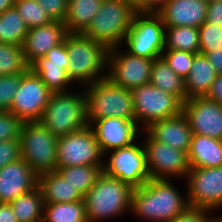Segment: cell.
<instances>
[{
	"label": "cell",
	"instance_id": "cell-1",
	"mask_svg": "<svg viewBox=\"0 0 222 222\" xmlns=\"http://www.w3.org/2000/svg\"><path fill=\"white\" fill-rule=\"evenodd\" d=\"M169 180L149 179L141 187L134 188L130 211L152 222H170L175 219L189 203Z\"/></svg>",
	"mask_w": 222,
	"mask_h": 222
},
{
	"label": "cell",
	"instance_id": "cell-2",
	"mask_svg": "<svg viewBox=\"0 0 222 222\" xmlns=\"http://www.w3.org/2000/svg\"><path fill=\"white\" fill-rule=\"evenodd\" d=\"M65 45L69 56L67 74L72 83L74 81L87 86L107 77V73L102 74L107 67L109 51L104 44L83 33H68Z\"/></svg>",
	"mask_w": 222,
	"mask_h": 222
},
{
	"label": "cell",
	"instance_id": "cell-3",
	"mask_svg": "<svg viewBox=\"0 0 222 222\" xmlns=\"http://www.w3.org/2000/svg\"><path fill=\"white\" fill-rule=\"evenodd\" d=\"M133 190L128 183L103 172L83 197L88 222L115 217L130 210Z\"/></svg>",
	"mask_w": 222,
	"mask_h": 222
},
{
	"label": "cell",
	"instance_id": "cell-4",
	"mask_svg": "<svg viewBox=\"0 0 222 222\" xmlns=\"http://www.w3.org/2000/svg\"><path fill=\"white\" fill-rule=\"evenodd\" d=\"M86 88L88 125L108 117L135 120L131 90L115 85L107 77L87 85Z\"/></svg>",
	"mask_w": 222,
	"mask_h": 222
},
{
	"label": "cell",
	"instance_id": "cell-5",
	"mask_svg": "<svg viewBox=\"0 0 222 222\" xmlns=\"http://www.w3.org/2000/svg\"><path fill=\"white\" fill-rule=\"evenodd\" d=\"M40 122L57 137L88 126L85 92L52 93Z\"/></svg>",
	"mask_w": 222,
	"mask_h": 222
},
{
	"label": "cell",
	"instance_id": "cell-6",
	"mask_svg": "<svg viewBox=\"0 0 222 222\" xmlns=\"http://www.w3.org/2000/svg\"><path fill=\"white\" fill-rule=\"evenodd\" d=\"M136 13L123 0H103L100 10L83 34L108 49L119 46L125 41Z\"/></svg>",
	"mask_w": 222,
	"mask_h": 222
},
{
	"label": "cell",
	"instance_id": "cell-7",
	"mask_svg": "<svg viewBox=\"0 0 222 222\" xmlns=\"http://www.w3.org/2000/svg\"><path fill=\"white\" fill-rule=\"evenodd\" d=\"M57 139L40 121L23 123L21 158L37 175L57 171Z\"/></svg>",
	"mask_w": 222,
	"mask_h": 222
},
{
	"label": "cell",
	"instance_id": "cell-8",
	"mask_svg": "<svg viewBox=\"0 0 222 222\" xmlns=\"http://www.w3.org/2000/svg\"><path fill=\"white\" fill-rule=\"evenodd\" d=\"M130 54L155 59L164 51L165 26L156 13L137 12L125 37Z\"/></svg>",
	"mask_w": 222,
	"mask_h": 222
},
{
	"label": "cell",
	"instance_id": "cell-9",
	"mask_svg": "<svg viewBox=\"0 0 222 222\" xmlns=\"http://www.w3.org/2000/svg\"><path fill=\"white\" fill-rule=\"evenodd\" d=\"M135 122L146 129L151 123L172 118L182 112V102L173 94L164 92L151 83L132 90Z\"/></svg>",
	"mask_w": 222,
	"mask_h": 222
},
{
	"label": "cell",
	"instance_id": "cell-10",
	"mask_svg": "<svg viewBox=\"0 0 222 222\" xmlns=\"http://www.w3.org/2000/svg\"><path fill=\"white\" fill-rule=\"evenodd\" d=\"M104 155L89 125L57 139V169L80 165L104 166Z\"/></svg>",
	"mask_w": 222,
	"mask_h": 222
},
{
	"label": "cell",
	"instance_id": "cell-11",
	"mask_svg": "<svg viewBox=\"0 0 222 222\" xmlns=\"http://www.w3.org/2000/svg\"><path fill=\"white\" fill-rule=\"evenodd\" d=\"M117 48L115 46L108 51L107 68H110L106 70L107 78L115 85L131 91L149 83L154 59L135 56Z\"/></svg>",
	"mask_w": 222,
	"mask_h": 222
},
{
	"label": "cell",
	"instance_id": "cell-12",
	"mask_svg": "<svg viewBox=\"0 0 222 222\" xmlns=\"http://www.w3.org/2000/svg\"><path fill=\"white\" fill-rule=\"evenodd\" d=\"M52 92L29 68L21 74L20 87L14 95L10 112L23 122L40 121Z\"/></svg>",
	"mask_w": 222,
	"mask_h": 222
},
{
	"label": "cell",
	"instance_id": "cell-13",
	"mask_svg": "<svg viewBox=\"0 0 222 222\" xmlns=\"http://www.w3.org/2000/svg\"><path fill=\"white\" fill-rule=\"evenodd\" d=\"M103 171L112 178H118L133 188L141 187L150 178L144 146L133 143L127 147L111 150Z\"/></svg>",
	"mask_w": 222,
	"mask_h": 222
},
{
	"label": "cell",
	"instance_id": "cell-14",
	"mask_svg": "<svg viewBox=\"0 0 222 222\" xmlns=\"http://www.w3.org/2000/svg\"><path fill=\"white\" fill-rule=\"evenodd\" d=\"M146 134L143 146L150 178L186 177L190 170L187 153L154 140L148 133Z\"/></svg>",
	"mask_w": 222,
	"mask_h": 222
},
{
	"label": "cell",
	"instance_id": "cell-15",
	"mask_svg": "<svg viewBox=\"0 0 222 222\" xmlns=\"http://www.w3.org/2000/svg\"><path fill=\"white\" fill-rule=\"evenodd\" d=\"M186 179L189 206L208 208L212 212L222 207V166L190 168Z\"/></svg>",
	"mask_w": 222,
	"mask_h": 222
},
{
	"label": "cell",
	"instance_id": "cell-16",
	"mask_svg": "<svg viewBox=\"0 0 222 222\" xmlns=\"http://www.w3.org/2000/svg\"><path fill=\"white\" fill-rule=\"evenodd\" d=\"M193 134L222 140V104L206 97H192L182 104Z\"/></svg>",
	"mask_w": 222,
	"mask_h": 222
},
{
	"label": "cell",
	"instance_id": "cell-17",
	"mask_svg": "<svg viewBox=\"0 0 222 222\" xmlns=\"http://www.w3.org/2000/svg\"><path fill=\"white\" fill-rule=\"evenodd\" d=\"M89 126L94 131L96 140L105 155L111 150L135 143L134 140L140 128L135 120L119 117L101 118L93 121Z\"/></svg>",
	"mask_w": 222,
	"mask_h": 222
},
{
	"label": "cell",
	"instance_id": "cell-18",
	"mask_svg": "<svg viewBox=\"0 0 222 222\" xmlns=\"http://www.w3.org/2000/svg\"><path fill=\"white\" fill-rule=\"evenodd\" d=\"M38 185V175L19 158L0 169V203H10Z\"/></svg>",
	"mask_w": 222,
	"mask_h": 222
},
{
	"label": "cell",
	"instance_id": "cell-19",
	"mask_svg": "<svg viewBox=\"0 0 222 222\" xmlns=\"http://www.w3.org/2000/svg\"><path fill=\"white\" fill-rule=\"evenodd\" d=\"M67 34L61 21L30 28L22 45L26 62L31 65L39 57H44L53 47L63 43Z\"/></svg>",
	"mask_w": 222,
	"mask_h": 222
},
{
	"label": "cell",
	"instance_id": "cell-20",
	"mask_svg": "<svg viewBox=\"0 0 222 222\" xmlns=\"http://www.w3.org/2000/svg\"><path fill=\"white\" fill-rule=\"evenodd\" d=\"M208 3L203 0H168L156 14L165 28L190 26L199 28L205 21Z\"/></svg>",
	"mask_w": 222,
	"mask_h": 222
},
{
	"label": "cell",
	"instance_id": "cell-21",
	"mask_svg": "<svg viewBox=\"0 0 222 222\" xmlns=\"http://www.w3.org/2000/svg\"><path fill=\"white\" fill-rule=\"evenodd\" d=\"M146 131L154 140L188 153L193 137L187 117L179 115L151 123Z\"/></svg>",
	"mask_w": 222,
	"mask_h": 222
},
{
	"label": "cell",
	"instance_id": "cell-22",
	"mask_svg": "<svg viewBox=\"0 0 222 222\" xmlns=\"http://www.w3.org/2000/svg\"><path fill=\"white\" fill-rule=\"evenodd\" d=\"M187 157L190 168L222 166V140L193 134Z\"/></svg>",
	"mask_w": 222,
	"mask_h": 222
},
{
	"label": "cell",
	"instance_id": "cell-23",
	"mask_svg": "<svg viewBox=\"0 0 222 222\" xmlns=\"http://www.w3.org/2000/svg\"><path fill=\"white\" fill-rule=\"evenodd\" d=\"M45 203H68L83 200V196L58 171L38 175V185Z\"/></svg>",
	"mask_w": 222,
	"mask_h": 222
},
{
	"label": "cell",
	"instance_id": "cell-24",
	"mask_svg": "<svg viewBox=\"0 0 222 222\" xmlns=\"http://www.w3.org/2000/svg\"><path fill=\"white\" fill-rule=\"evenodd\" d=\"M216 76L217 73L206 56L202 53L195 54L192 67L184 80L187 99L205 97Z\"/></svg>",
	"mask_w": 222,
	"mask_h": 222
},
{
	"label": "cell",
	"instance_id": "cell-25",
	"mask_svg": "<svg viewBox=\"0 0 222 222\" xmlns=\"http://www.w3.org/2000/svg\"><path fill=\"white\" fill-rule=\"evenodd\" d=\"M103 0H69L63 23L68 33H83L90 25Z\"/></svg>",
	"mask_w": 222,
	"mask_h": 222
},
{
	"label": "cell",
	"instance_id": "cell-26",
	"mask_svg": "<svg viewBox=\"0 0 222 222\" xmlns=\"http://www.w3.org/2000/svg\"><path fill=\"white\" fill-rule=\"evenodd\" d=\"M149 83L173 94L182 103L187 100L184 80L169 67L162 56L153 60Z\"/></svg>",
	"mask_w": 222,
	"mask_h": 222
},
{
	"label": "cell",
	"instance_id": "cell-27",
	"mask_svg": "<svg viewBox=\"0 0 222 222\" xmlns=\"http://www.w3.org/2000/svg\"><path fill=\"white\" fill-rule=\"evenodd\" d=\"M44 205L42 191L38 186L10 202L18 222H43Z\"/></svg>",
	"mask_w": 222,
	"mask_h": 222
},
{
	"label": "cell",
	"instance_id": "cell-28",
	"mask_svg": "<svg viewBox=\"0 0 222 222\" xmlns=\"http://www.w3.org/2000/svg\"><path fill=\"white\" fill-rule=\"evenodd\" d=\"M164 50L200 53L199 29L190 26L165 28Z\"/></svg>",
	"mask_w": 222,
	"mask_h": 222
},
{
	"label": "cell",
	"instance_id": "cell-29",
	"mask_svg": "<svg viewBox=\"0 0 222 222\" xmlns=\"http://www.w3.org/2000/svg\"><path fill=\"white\" fill-rule=\"evenodd\" d=\"M57 171L84 197L102 175L103 166L60 167Z\"/></svg>",
	"mask_w": 222,
	"mask_h": 222
},
{
	"label": "cell",
	"instance_id": "cell-30",
	"mask_svg": "<svg viewBox=\"0 0 222 222\" xmlns=\"http://www.w3.org/2000/svg\"><path fill=\"white\" fill-rule=\"evenodd\" d=\"M43 222H88L84 200L45 203Z\"/></svg>",
	"mask_w": 222,
	"mask_h": 222
},
{
	"label": "cell",
	"instance_id": "cell-31",
	"mask_svg": "<svg viewBox=\"0 0 222 222\" xmlns=\"http://www.w3.org/2000/svg\"><path fill=\"white\" fill-rule=\"evenodd\" d=\"M1 36L0 42L22 46L29 30L17 9L13 6L0 14Z\"/></svg>",
	"mask_w": 222,
	"mask_h": 222
},
{
	"label": "cell",
	"instance_id": "cell-32",
	"mask_svg": "<svg viewBox=\"0 0 222 222\" xmlns=\"http://www.w3.org/2000/svg\"><path fill=\"white\" fill-rule=\"evenodd\" d=\"M29 68L22 46L0 42V76L20 75Z\"/></svg>",
	"mask_w": 222,
	"mask_h": 222
},
{
	"label": "cell",
	"instance_id": "cell-33",
	"mask_svg": "<svg viewBox=\"0 0 222 222\" xmlns=\"http://www.w3.org/2000/svg\"><path fill=\"white\" fill-rule=\"evenodd\" d=\"M41 81L52 93L68 92L67 86L72 83L67 70L55 65H30Z\"/></svg>",
	"mask_w": 222,
	"mask_h": 222
},
{
	"label": "cell",
	"instance_id": "cell-34",
	"mask_svg": "<svg viewBox=\"0 0 222 222\" xmlns=\"http://www.w3.org/2000/svg\"><path fill=\"white\" fill-rule=\"evenodd\" d=\"M14 7L29 29L47 25L53 21L36 0H16Z\"/></svg>",
	"mask_w": 222,
	"mask_h": 222
},
{
	"label": "cell",
	"instance_id": "cell-35",
	"mask_svg": "<svg viewBox=\"0 0 222 222\" xmlns=\"http://www.w3.org/2000/svg\"><path fill=\"white\" fill-rule=\"evenodd\" d=\"M161 56L167 62L169 67L185 80L192 67L195 53L180 50H164Z\"/></svg>",
	"mask_w": 222,
	"mask_h": 222
},
{
	"label": "cell",
	"instance_id": "cell-36",
	"mask_svg": "<svg viewBox=\"0 0 222 222\" xmlns=\"http://www.w3.org/2000/svg\"><path fill=\"white\" fill-rule=\"evenodd\" d=\"M200 52L222 49V26L204 22L199 28Z\"/></svg>",
	"mask_w": 222,
	"mask_h": 222
},
{
	"label": "cell",
	"instance_id": "cell-37",
	"mask_svg": "<svg viewBox=\"0 0 222 222\" xmlns=\"http://www.w3.org/2000/svg\"><path fill=\"white\" fill-rule=\"evenodd\" d=\"M20 75L0 76V111H10L15 93L20 87Z\"/></svg>",
	"mask_w": 222,
	"mask_h": 222
},
{
	"label": "cell",
	"instance_id": "cell-38",
	"mask_svg": "<svg viewBox=\"0 0 222 222\" xmlns=\"http://www.w3.org/2000/svg\"><path fill=\"white\" fill-rule=\"evenodd\" d=\"M23 123L10 111H0V141L19 139Z\"/></svg>",
	"mask_w": 222,
	"mask_h": 222
},
{
	"label": "cell",
	"instance_id": "cell-39",
	"mask_svg": "<svg viewBox=\"0 0 222 222\" xmlns=\"http://www.w3.org/2000/svg\"><path fill=\"white\" fill-rule=\"evenodd\" d=\"M69 56L67 48L65 45V40L63 43L53 47L44 57H39L31 65H55L61 66L64 69H68Z\"/></svg>",
	"mask_w": 222,
	"mask_h": 222
},
{
	"label": "cell",
	"instance_id": "cell-40",
	"mask_svg": "<svg viewBox=\"0 0 222 222\" xmlns=\"http://www.w3.org/2000/svg\"><path fill=\"white\" fill-rule=\"evenodd\" d=\"M39 2L42 10L46 12V14L53 21H61L63 22L65 16L67 14V8L69 4V0H36Z\"/></svg>",
	"mask_w": 222,
	"mask_h": 222
},
{
	"label": "cell",
	"instance_id": "cell-41",
	"mask_svg": "<svg viewBox=\"0 0 222 222\" xmlns=\"http://www.w3.org/2000/svg\"><path fill=\"white\" fill-rule=\"evenodd\" d=\"M21 158L19 139L0 141V169Z\"/></svg>",
	"mask_w": 222,
	"mask_h": 222
},
{
	"label": "cell",
	"instance_id": "cell-42",
	"mask_svg": "<svg viewBox=\"0 0 222 222\" xmlns=\"http://www.w3.org/2000/svg\"><path fill=\"white\" fill-rule=\"evenodd\" d=\"M212 211L208 208L188 206L182 213L170 222H211L206 213Z\"/></svg>",
	"mask_w": 222,
	"mask_h": 222
},
{
	"label": "cell",
	"instance_id": "cell-43",
	"mask_svg": "<svg viewBox=\"0 0 222 222\" xmlns=\"http://www.w3.org/2000/svg\"><path fill=\"white\" fill-rule=\"evenodd\" d=\"M206 22L222 26V0L208 3Z\"/></svg>",
	"mask_w": 222,
	"mask_h": 222
},
{
	"label": "cell",
	"instance_id": "cell-44",
	"mask_svg": "<svg viewBox=\"0 0 222 222\" xmlns=\"http://www.w3.org/2000/svg\"><path fill=\"white\" fill-rule=\"evenodd\" d=\"M205 97L211 101L222 104V74L216 76Z\"/></svg>",
	"mask_w": 222,
	"mask_h": 222
},
{
	"label": "cell",
	"instance_id": "cell-45",
	"mask_svg": "<svg viewBox=\"0 0 222 222\" xmlns=\"http://www.w3.org/2000/svg\"><path fill=\"white\" fill-rule=\"evenodd\" d=\"M206 56L214 67L217 75L222 74V49H217L212 52H200Z\"/></svg>",
	"mask_w": 222,
	"mask_h": 222
},
{
	"label": "cell",
	"instance_id": "cell-46",
	"mask_svg": "<svg viewBox=\"0 0 222 222\" xmlns=\"http://www.w3.org/2000/svg\"><path fill=\"white\" fill-rule=\"evenodd\" d=\"M0 222H18L10 203H0Z\"/></svg>",
	"mask_w": 222,
	"mask_h": 222
},
{
	"label": "cell",
	"instance_id": "cell-47",
	"mask_svg": "<svg viewBox=\"0 0 222 222\" xmlns=\"http://www.w3.org/2000/svg\"><path fill=\"white\" fill-rule=\"evenodd\" d=\"M168 0H145V13L158 12Z\"/></svg>",
	"mask_w": 222,
	"mask_h": 222
},
{
	"label": "cell",
	"instance_id": "cell-48",
	"mask_svg": "<svg viewBox=\"0 0 222 222\" xmlns=\"http://www.w3.org/2000/svg\"><path fill=\"white\" fill-rule=\"evenodd\" d=\"M130 5L136 12L145 13V0H123Z\"/></svg>",
	"mask_w": 222,
	"mask_h": 222
},
{
	"label": "cell",
	"instance_id": "cell-49",
	"mask_svg": "<svg viewBox=\"0 0 222 222\" xmlns=\"http://www.w3.org/2000/svg\"><path fill=\"white\" fill-rule=\"evenodd\" d=\"M16 0H0V14L15 5Z\"/></svg>",
	"mask_w": 222,
	"mask_h": 222
},
{
	"label": "cell",
	"instance_id": "cell-50",
	"mask_svg": "<svg viewBox=\"0 0 222 222\" xmlns=\"http://www.w3.org/2000/svg\"><path fill=\"white\" fill-rule=\"evenodd\" d=\"M211 222H222V216H221V218H217V217H215V218H211Z\"/></svg>",
	"mask_w": 222,
	"mask_h": 222
},
{
	"label": "cell",
	"instance_id": "cell-51",
	"mask_svg": "<svg viewBox=\"0 0 222 222\" xmlns=\"http://www.w3.org/2000/svg\"><path fill=\"white\" fill-rule=\"evenodd\" d=\"M1 27H2V23H1V17H0V36H1Z\"/></svg>",
	"mask_w": 222,
	"mask_h": 222
},
{
	"label": "cell",
	"instance_id": "cell-52",
	"mask_svg": "<svg viewBox=\"0 0 222 222\" xmlns=\"http://www.w3.org/2000/svg\"><path fill=\"white\" fill-rule=\"evenodd\" d=\"M203 1H206L207 3H209V2H212V1H215V0H203Z\"/></svg>",
	"mask_w": 222,
	"mask_h": 222
}]
</instances>
